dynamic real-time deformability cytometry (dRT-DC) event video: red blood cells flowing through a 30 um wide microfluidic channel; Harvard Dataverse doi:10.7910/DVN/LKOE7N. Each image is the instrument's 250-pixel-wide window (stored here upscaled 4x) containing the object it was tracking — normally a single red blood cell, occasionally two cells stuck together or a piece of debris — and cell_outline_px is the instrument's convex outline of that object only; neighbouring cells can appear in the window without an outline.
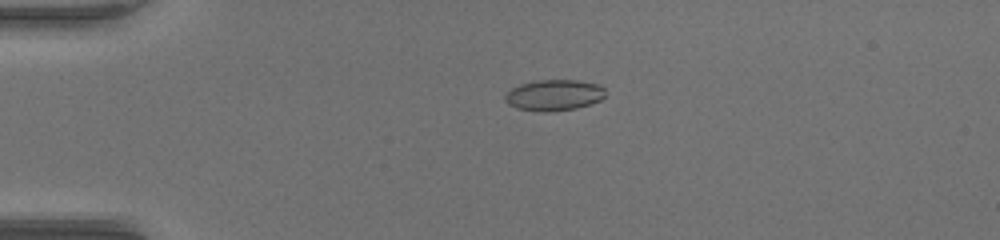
{"species": "common noctule bat (a hibernating species)", "species_latin": "Nyctalus noctula", "temperature_condition": "warm", "stored_images_in_passage": 53, "camera_frame_rate_fps": 3000, "um_per_image_px": 0.085, "animal": {"sex": "female", "body_mass_g": 17.0, "forearm_length_mm": 48.0}, "frame": {"image": 1, "passage_image": 14, "time_ms": 4.333, "image_size_px": [1000, 240], "cell_outline_px": [[604, 96], [600, 100], [576, 108], [548, 112], [540, 112], [516, 108], [508, 104], [504, 100], [504, 96], [512, 88], [520, 84], [540, 80], [576, 80], [596, 84], [604, 88]], "centroid_in_image_um": [47.05, 8.09], "position_along_channel_um": 37.9, "area_um2": 17.98}}
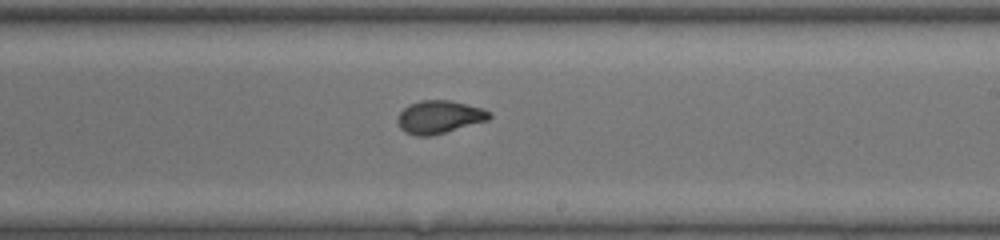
{"frame": {"image": 2, "passage_image": 33, "time_ms": 10.667, "image_size_px": [1000, 240], "cell_outline_px": [[492, 116], [488, 120], [444, 132], [428, 136], [416, 136], [404, 132], [400, 128], [396, 120], [400, 112], [404, 108], [420, 100], [448, 100], [480, 108], [492, 112]], "centroid_in_image_um": [37.31, 9.95], "position_along_channel_um": 251.7, "area_um2": 17.34}}
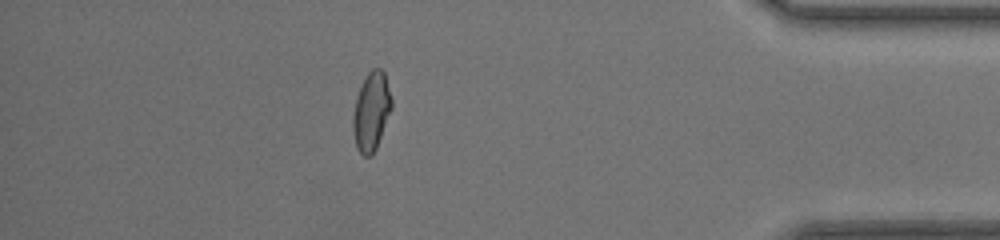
{"frame": {"image": 3, "passage_image": 47, "time_ms": 15.333, "image_size_px": [1000, 240], "cell_outline_px": [[392, 108], [376, 148], [372, 156], [364, 156], [360, 152], [356, 144], [352, 128], [352, 116], [356, 100], [360, 88], [368, 72], [372, 68], [380, 68], [384, 72], [392, 100]], "centroid_in_image_um": [31.57, 9.47], "position_along_channel_um": 403.6, "area_um2": 17.46}}